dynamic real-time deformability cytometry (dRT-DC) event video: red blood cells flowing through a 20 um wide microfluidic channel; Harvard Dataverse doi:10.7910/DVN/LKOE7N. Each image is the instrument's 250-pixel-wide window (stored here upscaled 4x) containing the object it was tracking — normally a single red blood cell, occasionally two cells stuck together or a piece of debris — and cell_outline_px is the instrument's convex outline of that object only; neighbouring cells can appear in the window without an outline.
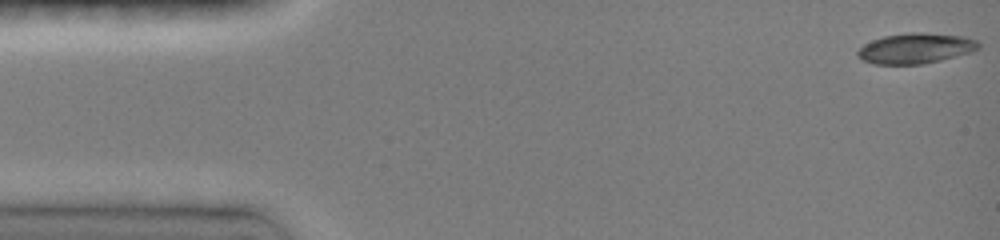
{"species": "common noctule bat (a hibernating species)", "species_latin": "Nyctalus noctula", "temperature_condition": "room temperature", "stored_images_in_passage": 34, "camera_frame_rate_fps": 3000, "um_per_image_px": 0.085, "animal": {"sex": "female", "body_mass_g": 19.0, "forearm_length_mm": 51.5}, "frame": {"image": 1, "passage_image": 1, "time_ms": 0.0, "image_size_px": [1000, 240], "cell_outline_px": [[980, 48], [968, 52], [940, 60], [920, 64], [872, 64], [856, 56], [856, 52], [864, 44], [872, 40], [884, 36], [908, 32], [920, 32], [964, 36], [976, 40], [980, 44]], "centroid_in_image_um": [77.79, 4.1], "position_along_channel_um": 7.2, "area_um2": 21.27}}
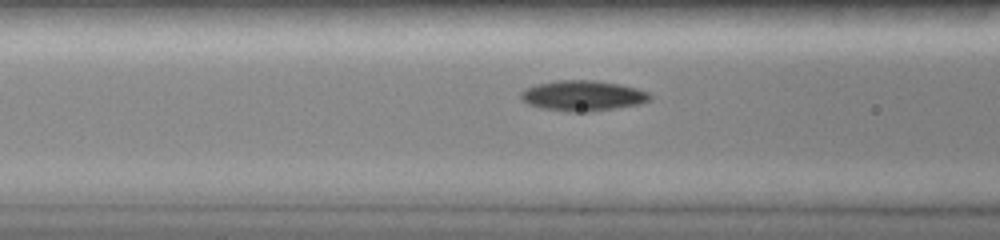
{"frame": {"image": 2, "passage_image": 11, "time_ms": 5.667, "image_size_px": [1000, 240], "cell_outline_px": [[652, 100], [640, 104], [616, 108], [588, 112], [568, 112], [540, 108], [528, 104], [520, 96], [520, 92], [524, 88], [536, 84], [556, 80], [596, 80], [620, 84], [636, 88], [648, 92], [652, 96]], "centroid_in_image_um": [49.54, 8.13], "position_along_channel_um": 117.1, "area_um2": 23.18}}
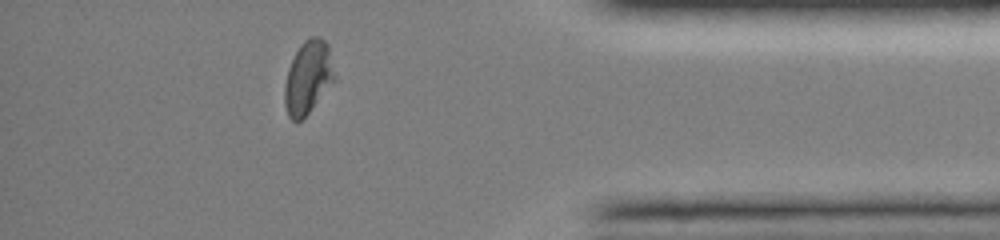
{"frame": {"image": 3, "passage_image": 31, "time_ms": 13.333, "image_size_px": [1000, 240], "cell_outline_px": [[336, 80], [308, 112], [296, 124], [288, 116], [284, 104], [284, 88], [288, 68], [300, 44], [304, 40], [312, 36], [320, 36], [328, 44], [336, 76]], "centroid_in_image_um": [26.19, 6.57], "position_along_channel_um": 409.0, "area_um2": 21.39}, "authors_computed_cell_mechanics": {"area_um2": 21.386, "velocity_mm_per_s": 4.0506, "shape_relaxation_time_tau1_ms": 9.4556, "shape_relaxation_time_tau2_ms": 3.115, "deformation_change_tau1": 0.2214, "deformation_change_tau2": 0.055}}